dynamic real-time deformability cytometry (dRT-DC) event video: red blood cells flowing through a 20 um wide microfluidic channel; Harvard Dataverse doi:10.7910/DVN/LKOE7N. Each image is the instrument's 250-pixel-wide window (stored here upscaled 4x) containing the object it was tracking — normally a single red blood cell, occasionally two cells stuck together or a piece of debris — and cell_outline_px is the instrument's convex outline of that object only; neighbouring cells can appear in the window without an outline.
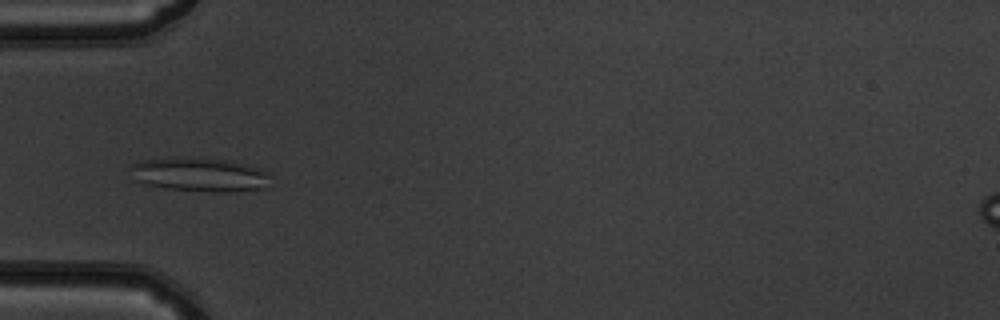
{"species": "common noctule bat (a hibernating species)", "species_latin": "Nyctalus noctula", "temperature_condition": "warm", "stored_images_in_passage": 52, "camera_frame_rate_fps": 3000, "um_per_image_px": 0.085, "animal": {"sex": "male", "body_mass_g": 19.5, "forearm_length_mm": 54.6}, "frame": {"image": 1, "passage_image": 18, "time_ms": 5.667, "image_size_px": [1000, 320], "cell_outline_px": [[268, 188], [232, 192], [212, 192], [168, 188], [144, 184], [132, 180], [132, 164], [140, 160], [228, 160], [244, 164], [268, 172]], "centroid_in_image_um": [17.0, 14.9], "position_along_channel_um": 68.0, "area_um2": 26.65}}
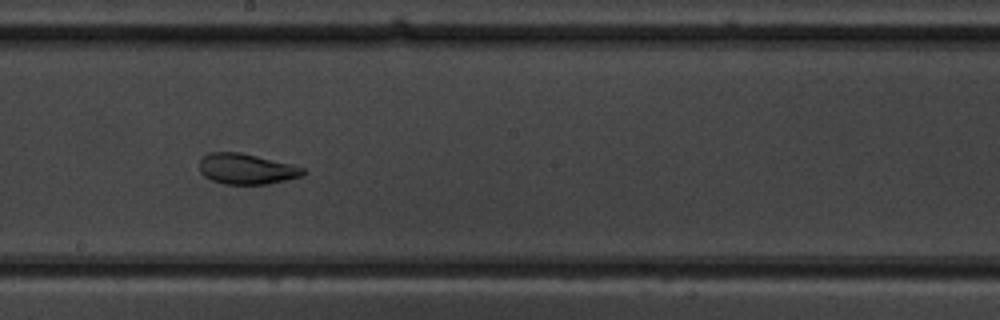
{"frame": {"image": 2, "passage_image": 30, "time_ms": 9.667, "image_size_px": [1000, 320], "cell_outline_px": [[308, 172], [304, 176], [268, 184], [224, 184], [212, 180], [204, 176], [200, 172], [200, 160], [208, 152], [240, 152], [292, 164], [304, 168]], "centroid_in_image_um": [20.99, 14.36], "position_along_channel_um": 227.2, "area_um2": 18.61}}
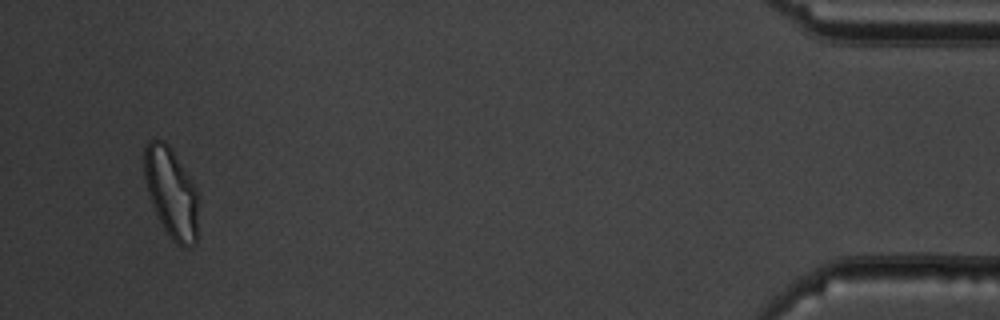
{"frame": {"image": 3, "passage_image": 50, "time_ms": 16.333, "image_size_px": [1000, 320], "cell_outline_px": [[200, 200], [196, 244], [184, 248], [176, 244], [172, 240], [164, 228], [152, 204], [148, 192], [144, 176], [144, 148], [148, 140], [164, 140], [168, 144], [192, 180], [196, 188]], "centroid_in_image_um": [14.6, 16.4], "position_along_channel_um": 420.6, "area_um2": 28.78}, "authors_computed_cell_mechanics": {"area_um2": 26.1834, "velocity_mm_per_s": 4.0025, "shape_relaxation_time_tau1_ms": 7.387, "shape_relaxation_time_tau2_ms": 1.5647, "deformation_change_tau1": 0.1903, "deformation_change_tau2": 0.0711}}